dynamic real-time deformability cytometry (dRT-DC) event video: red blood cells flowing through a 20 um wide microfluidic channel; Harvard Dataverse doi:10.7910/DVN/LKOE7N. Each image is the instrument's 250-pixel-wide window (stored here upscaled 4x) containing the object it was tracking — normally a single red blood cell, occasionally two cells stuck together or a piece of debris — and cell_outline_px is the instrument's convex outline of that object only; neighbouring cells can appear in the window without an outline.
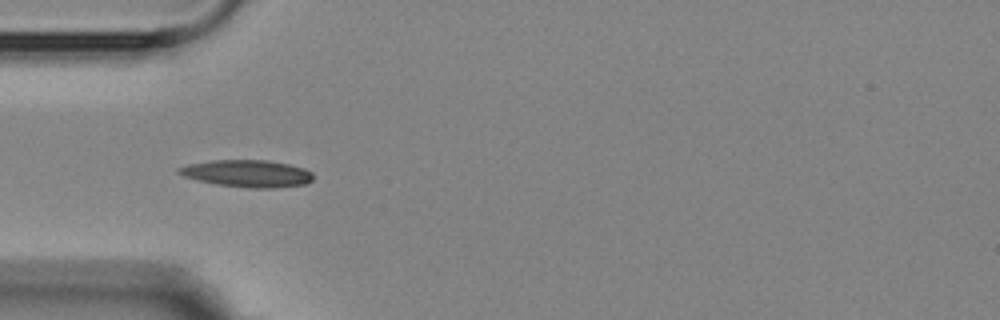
{"species": "Egyptian fruit bat (a non-hibernating species)", "species_latin": "Rousettus aegyptiacus", "temperature_condition": "room temperature", "stored_images_in_passage": 3, "camera_frame_rate_fps": 3000, "um_per_image_px": 0.085, "animal": {"sex": "female"}, "frame": {"image": 1, "passage_image": 2, "time_ms": 1.333, "image_size_px": [1000, 320], "cell_outline_px": [[312, 180], [304, 184], [276, 188], [248, 188], [216, 184], [196, 180], [184, 176], [176, 172], [176, 168], [188, 164], [212, 160], [268, 160], [288, 164], [304, 168], [312, 172]], "centroid_in_image_um": [20.99, 14.75], "position_along_channel_um": 64.0, "area_um2": 21.33}}
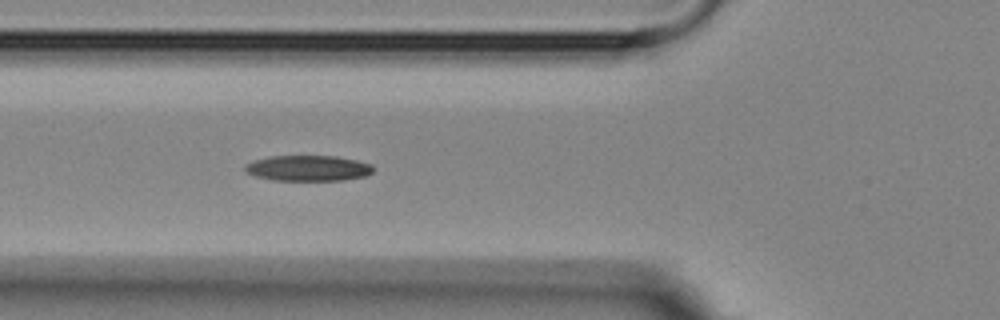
{"frame": {"image": 2, "passage_image": 3, "time_ms": 2.333, "image_size_px": [1000, 320], "cell_outline_px": [[372, 172], [364, 176], [344, 180], [272, 180], [256, 176], [244, 172], [244, 164], [268, 156], [336, 156], [356, 160], [372, 164]], "centroid_in_image_um": [26.15, 14.29], "position_along_channel_um": 99.6, "area_um2": 19.13}}